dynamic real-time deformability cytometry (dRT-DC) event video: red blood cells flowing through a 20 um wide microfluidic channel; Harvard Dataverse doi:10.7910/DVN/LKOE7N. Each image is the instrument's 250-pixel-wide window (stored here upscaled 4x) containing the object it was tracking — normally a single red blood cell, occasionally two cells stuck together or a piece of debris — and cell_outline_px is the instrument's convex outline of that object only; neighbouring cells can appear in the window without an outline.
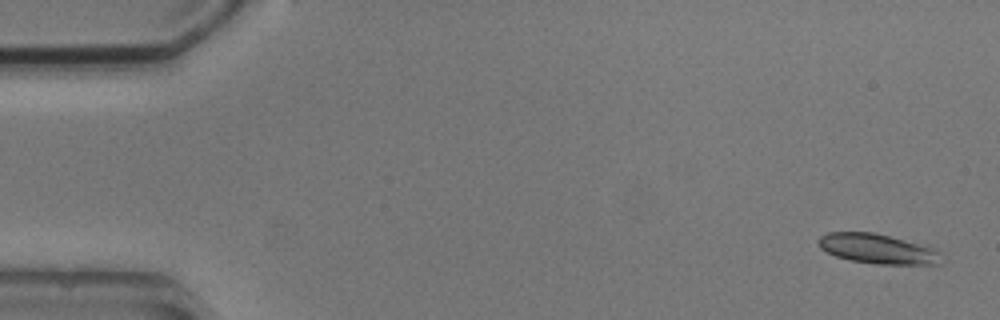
{"species": "common noctule bat (a hibernating species)", "species_latin": "Nyctalus noctula", "temperature_condition": "cold", "stored_images_in_passage": 7, "camera_frame_rate_fps": 3000, "um_per_image_px": 0.085, "animal": {"sex": "male", "body_mass_g": 20.5, "forearm_length_mm": 52.5}, "frame": {"image": 1, "passage_image": 1, "time_ms": 0.0, "image_size_px": [1000, 320], "cell_outline_px": [[944, 252], [940, 264], [884, 268], [836, 256], [820, 248], [816, 240], [820, 236], [828, 232], [876, 232], [928, 244]], "centroid_in_image_um": [74.77, 21.2], "position_along_channel_um": 10.2, "area_um2": 23.18}}
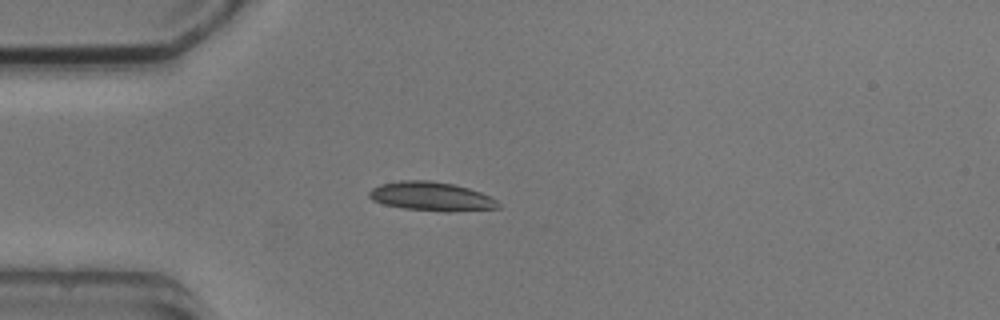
{"frame": {"image": 2, "passage_image": 4, "time_ms": 4.333, "image_size_px": [1000, 320], "cell_outline_px": [[500, 208], [448, 212], [444, 212], [404, 208], [384, 204], [372, 200], [368, 196], [368, 192], [372, 188], [380, 184], [400, 180], [428, 180], [452, 184], [468, 188], [480, 192], [496, 200], [500, 204]], "centroid_in_image_um": [36.64, 16.7], "position_along_channel_um": 48.4, "area_um2": 21.73}}